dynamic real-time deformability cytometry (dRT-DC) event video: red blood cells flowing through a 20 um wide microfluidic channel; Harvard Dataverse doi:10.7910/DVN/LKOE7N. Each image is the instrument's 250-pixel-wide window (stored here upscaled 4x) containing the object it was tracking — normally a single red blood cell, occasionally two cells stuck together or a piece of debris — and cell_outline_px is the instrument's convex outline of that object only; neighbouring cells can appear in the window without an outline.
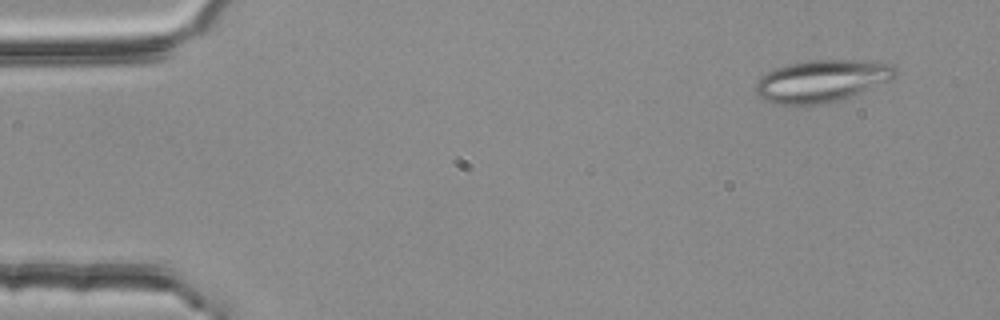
{"species": "common noctule bat (a hibernating species)", "species_latin": "Nyctalus noctula", "temperature_condition": "room temperature", "stored_images_in_passage": 3, "camera_frame_rate_fps": 3000, "um_per_image_px": 0.085, "animal": {"sex": "female", "body_mass_g": 25.1}, "frame": {"image": 1, "passage_image": 1, "time_ms": 0.0, "image_size_px": [1000, 320], "cell_outline_px": [[900, 72], [892, 80], [840, 100], [820, 104], [772, 104], [764, 100], [756, 92], [756, 80], [760, 76], [776, 68], [788, 64], [808, 60], [876, 60], [892, 64]], "centroid_in_image_um": [69.9, 6.86], "position_along_channel_um": 15.1, "area_um2": 34.62}}